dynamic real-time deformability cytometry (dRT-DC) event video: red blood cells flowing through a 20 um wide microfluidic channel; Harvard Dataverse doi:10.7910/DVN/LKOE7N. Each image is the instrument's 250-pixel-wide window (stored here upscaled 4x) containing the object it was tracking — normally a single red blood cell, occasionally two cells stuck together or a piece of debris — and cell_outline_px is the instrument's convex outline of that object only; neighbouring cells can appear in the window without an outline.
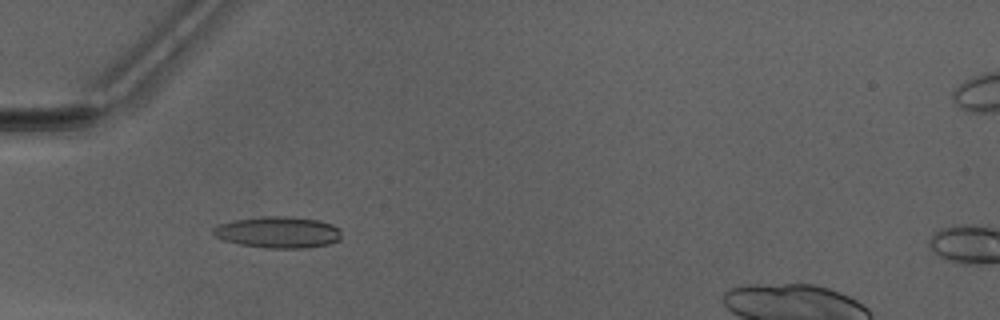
{"species": "Egyptian fruit bat (a non-hibernating species)", "species_latin": "Rousettus aegyptiacus", "temperature_condition": "warm", "stored_images_in_passage": 50, "camera_frame_rate_fps": 3000, "um_per_image_px": 0.085, "animal": {"sex": "male"}, "frame": {"image": 1, "passage_image": 17, "time_ms": 5.333, "image_size_px": [1000, 320], "cell_outline_px": [[340, 240], [328, 244], [304, 248], [268, 248], [240, 244], [224, 240], [216, 236], [212, 232], [212, 228], [220, 224], [236, 220], [264, 216], [288, 216], [320, 220], [332, 224], [340, 228]], "centroid_in_image_um": [23.67, 19.74], "position_along_channel_um": 61.3, "area_um2": 23.41}}
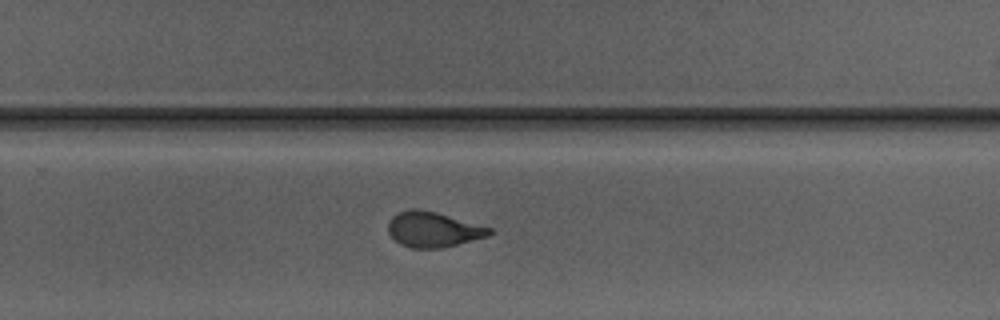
{"frame": {"image": 2, "passage_image": 34, "time_ms": 11.0, "image_size_px": [1000, 320], "cell_outline_px": [[492, 232], [488, 236], [444, 248], [412, 248], [400, 244], [388, 232], [388, 220], [392, 216], [408, 208], [420, 208], [436, 212], [492, 228]], "centroid_in_image_um": [36.8, 19.5], "position_along_channel_um": 293.0, "area_um2": 20.87}}
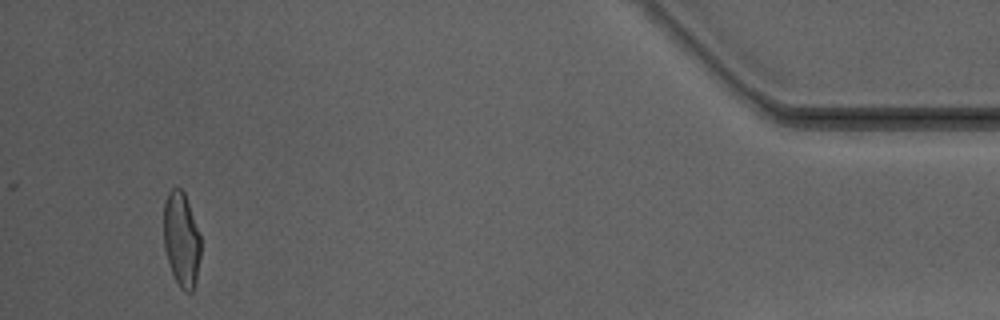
{"frame": {"image": 3, "passage_image": 48, "time_ms": 15.667, "image_size_px": [1000, 320], "cell_outline_px": [[200, 256], [196, 280], [192, 292], [184, 292], [180, 288], [172, 272], [164, 248], [164, 200], [168, 192], [172, 188], [180, 188], [184, 192], [200, 236]], "centroid_in_image_um": [15.41, 20.36], "position_along_channel_um": 419.8, "area_um2": 20.23}}